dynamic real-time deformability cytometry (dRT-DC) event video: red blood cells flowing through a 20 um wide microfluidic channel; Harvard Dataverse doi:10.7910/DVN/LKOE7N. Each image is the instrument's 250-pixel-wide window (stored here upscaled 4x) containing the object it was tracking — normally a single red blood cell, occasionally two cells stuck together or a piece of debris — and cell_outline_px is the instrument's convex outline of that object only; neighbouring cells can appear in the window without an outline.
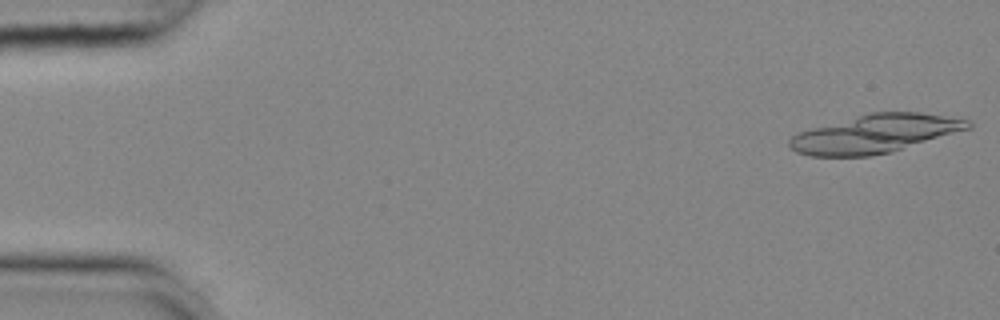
{"species": "common noctule bat (a hibernating species)", "species_latin": "Nyctalus noctula", "temperature_condition": "cold", "stored_images_in_passage": 16, "camera_frame_rate_fps": 3000, "um_per_image_px": 0.085, "animal": {"sex": "female", "body_mass_g": 25.1}, "frame": {"image": 1, "passage_image": 1, "time_ms": 0.0, "image_size_px": [1000, 320], "cell_outline_px": [[972, 128], [888, 152], [868, 156], [812, 156], [796, 152], [788, 144], [788, 140], [792, 136], [800, 132], [812, 128], [872, 112], [920, 112], [972, 120]], "centroid_in_image_um": [74.4, 11.36], "position_along_channel_um": 10.6, "area_um2": 39.25}}